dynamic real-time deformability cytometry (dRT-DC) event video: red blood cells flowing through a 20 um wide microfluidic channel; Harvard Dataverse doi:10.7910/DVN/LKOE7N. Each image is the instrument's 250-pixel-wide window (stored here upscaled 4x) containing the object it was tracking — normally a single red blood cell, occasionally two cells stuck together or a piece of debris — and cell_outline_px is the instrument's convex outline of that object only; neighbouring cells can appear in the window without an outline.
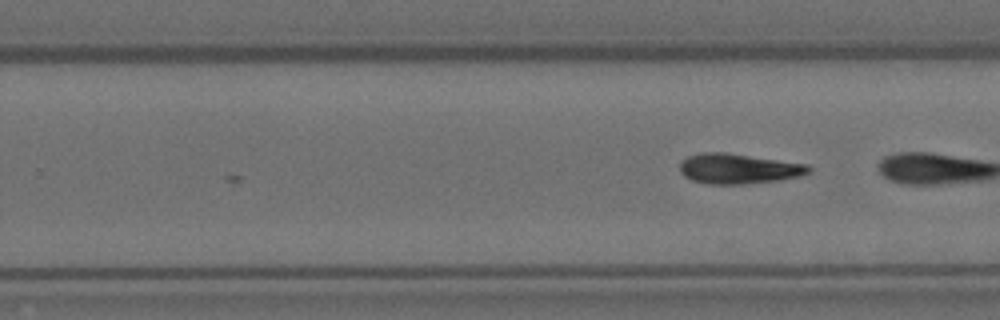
{"species": "Egyptian fruit bat (a non-hibernating species)", "species_latin": "Rousettus aegyptiacus", "temperature_condition": "room temperature", "stored_images_in_passage": 18, "camera_frame_rate_fps": 3000, "um_per_image_px": 0.085, "animal": {"sex": "female"}, "frame": {"image": 1, "passage_image": 18, "time_ms": 5.667, "image_size_px": [1000, 320], "cell_outline_px": [[812, 168], [808, 172], [800, 176], [780, 180], [744, 184], [708, 184], [692, 180], [684, 176], [680, 172], [680, 160], [688, 156], [700, 152], [724, 152], [808, 164]], "centroid_in_image_um": [62.74, 14.33], "position_along_channel_um": 267.1, "area_um2": 22.72}}